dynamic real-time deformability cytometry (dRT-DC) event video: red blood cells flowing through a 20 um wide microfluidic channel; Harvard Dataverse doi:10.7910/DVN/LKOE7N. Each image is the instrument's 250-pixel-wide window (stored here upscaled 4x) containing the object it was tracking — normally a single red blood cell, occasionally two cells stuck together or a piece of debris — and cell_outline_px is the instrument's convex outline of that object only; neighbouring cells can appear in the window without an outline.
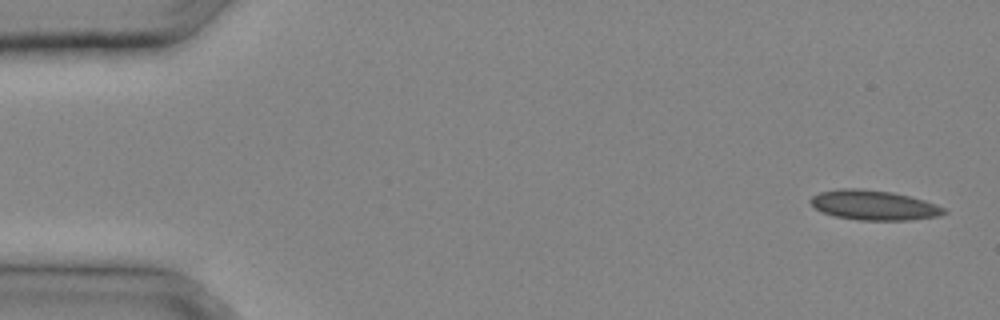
{"species": "common noctule bat (a hibernating species)", "species_latin": "Nyctalus noctula", "temperature_condition": "cold", "stored_images_in_passage": 15, "camera_frame_rate_fps": 3000, "um_per_image_px": 0.085, "animal": {"sex": "male", "body_mass_g": 20.4}, "frame": {"image": 1, "passage_image": 1, "time_ms": 0.0, "image_size_px": [1000, 320], "cell_outline_px": [[948, 212], [940, 216], [908, 220], [856, 220], [836, 216], [820, 212], [808, 200], [812, 196], [820, 192], [836, 188], [856, 188], [892, 192], [924, 200], [936, 204], [944, 208]], "centroid_in_image_um": [74.26, 17.44], "position_along_channel_um": 10.7, "area_um2": 23.24}}
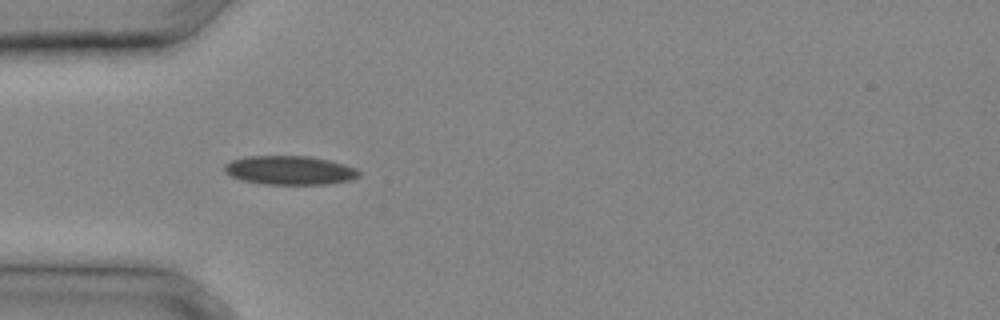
{"frame": {"image": 2, "passage_image": 9, "time_ms": 2.667, "image_size_px": [1000, 320], "cell_outline_px": [[360, 176], [352, 180], [328, 184], [264, 184], [240, 180], [224, 172], [224, 164], [232, 160], [248, 156], [312, 156], [344, 164], [356, 168], [360, 172]], "centroid_in_image_um": [24.64, 14.47], "position_along_channel_um": 60.4, "area_um2": 22.77}}
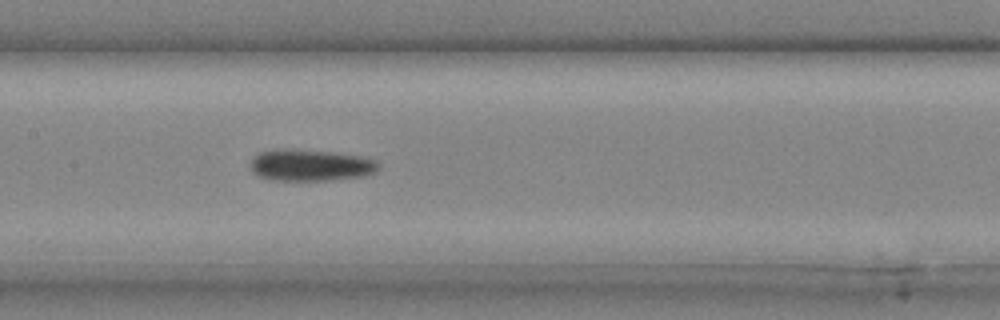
{"frame": {"image": 3, "passage_image": 15, "time_ms": 4.667, "image_size_px": [1000, 320], "cell_outline_px": [[380, 168], [376, 172], [364, 176], [332, 180], [272, 180], [256, 176], [252, 172], [252, 160], [260, 152], [276, 148], [292, 148], [332, 152], [360, 156], [376, 160], [380, 164]], "centroid_in_image_um": [26.41, 14.04], "position_along_channel_um": 181.0, "area_um2": 23.87}}